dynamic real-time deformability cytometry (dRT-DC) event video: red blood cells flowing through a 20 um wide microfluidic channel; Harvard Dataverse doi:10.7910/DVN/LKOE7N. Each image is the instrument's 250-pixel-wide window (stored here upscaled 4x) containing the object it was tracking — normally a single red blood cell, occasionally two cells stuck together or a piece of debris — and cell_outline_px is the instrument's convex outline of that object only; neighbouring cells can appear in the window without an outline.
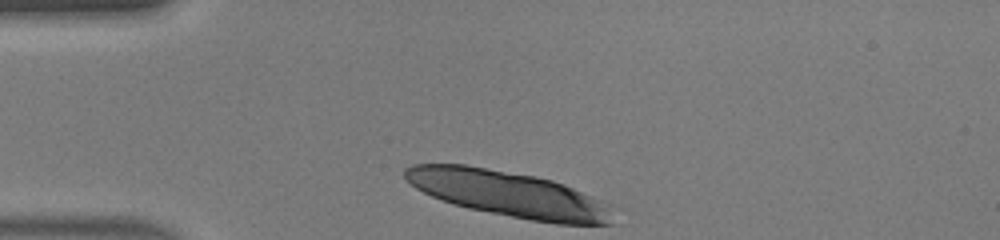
{"species": "human", "species_latin": "Homo sapiens", "temperature_condition": "warm", "stored_images_in_passage": 10, "camera_frame_rate_fps": 3000, "um_per_image_px": 0.085, "donor": {"sex": "male"}, "frame": {"image": 1, "passage_image": 1, "time_ms": 0.0, "image_size_px": [1000, 240], "cell_outline_px": [[612, 224], [556, 224], [532, 220], [468, 208], [452, 204], [440, 200], [416, 188], [404, 176], [404, 168], [412, 164], [464, 164], [536, 176], [552, 180], [564, 184], [588, 196], [604, 212]], "centroid_in_image_um": [42.99, 16.45], "position_along_channel_um": 42.0, "area_um2": 53.7}}